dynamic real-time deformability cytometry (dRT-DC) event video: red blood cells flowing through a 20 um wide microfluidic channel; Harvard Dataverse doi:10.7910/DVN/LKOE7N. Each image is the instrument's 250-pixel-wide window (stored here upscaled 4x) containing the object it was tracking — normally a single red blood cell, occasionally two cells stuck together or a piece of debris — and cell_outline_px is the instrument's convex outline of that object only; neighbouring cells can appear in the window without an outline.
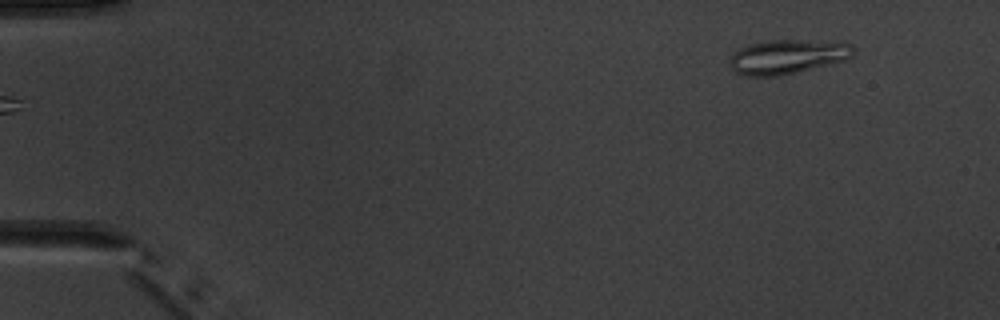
{"species": "common noctule bat (a hibernating species)", "species_latin": "Nyctalus noctula", "temperature_condition": "warm", "stored_images_in_passage": 3, "camera_frame_rate_fps": 3000, "um_per_image_px": 0.085, "animal": {"sex": "male", "body_mass_g": 20.1, "forearm_length_mm": 53.5}, "frame": {"image": 1, "passage_image": 3, "time_ms": 2.333, "image_size_px": [1000, 320], "cell_outline_px": [[852, 56], [844, 60], [780, 76], [748, 76], [736, 72], [732, 68], [728, 60], [732, 52], [740, 48], [752, 44], [772, 40], [844, 40], [852, 44]], "centroid_in_image_um": [66.95, 4.8], "position_along_channel_um": 18.0, "area_um2": 24.85}}